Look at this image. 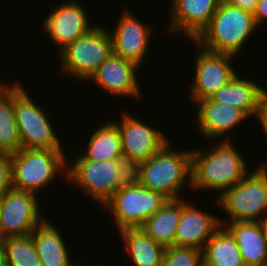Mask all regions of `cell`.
<instances>
[{"label":"cell","mask_w":267,"mask_h":266,"mask_svg":"<svg viewBox=\"0 0 267 266\" xmlns=\"http://www.w3.org/2000/svg\"><path fill=\"white\" fill-rule=\"evenodd\" d=\"M216 144L218 146L209 152L192 150L191 187L197 189L195 191L202 188L220 191V196L241 181L249 170L246 160L232 146L231 141L226 138Z\"/></svg>","instance_id":"1"},{"label":"cell","mask_w":267,"mask_h":266,"mask_svg":"<svg viewBox=\"0 0 267 266\" xmlns=\"http://www.w3.org/2000/svg\"><path fill=\"white\" fill-rule=\"evenodd\" d=\"M255 29L253 13L222 0L194 43L211 52L236 56Z\"/></svg>","instance_id":"2"},{"label":"cell","mask_w":267,"mask_h":266,"mask_svg":"<svg viewBox=\"0 0 267 266\" xmlns=\"http://www.w3.org/2000/svg\"><path fill=\"white\" fill-rule=\"evenodd\" d=\"M170 143L168 141L156 154L141 163L140 184L173 200L181 199L179 193L188 177L191 185L192 150H171Z\"/></svg>","instance_id":"3"},{"label":"cell","mask_w":267,"mask_h":266,"mask_svg":"<svg viewBox=\"0 0 267 266\" xmlns=\"http://www.w3.org/2000/svg\"><path fill=\"white\" fill-rule=\"evenodd\" d=\"M10 161L13 189L16 190L36 194L48 186L56 175L62 173L67 176L68 166L63 150L22 148L10 155Z\"/></svg>","instance_id":"4"},{"label":"cell","mask_w":267,"mask_h":266,"mask_svg":"<svg viewBox=\"0 0 267 266\" xmlns=\"http://www.w3.org/2000/svg\"><path fill=\"white\" fill-rule=\"evenodd\" d=\"M247 175L217 197L216 202L231 216L229 223L263 222L267 216V167L259 165Z\"/></svg>","instance_id":"5"},{"label":"cell","mask_w":267,"mask_h":266,"mask_svg":"<svg viewBox=\"0 0 267 266\" xmlns=\"http://www.w3.org/2000/svg\"><path fill=\"white\" fill-rule=\"evenodd\" d=\"M59 53L60 72L77 78L79 82H87L89 76L113 54L110 32L96 24L85 36L68 44Z\"/></svg>","instance_id":"6"},{"label":"cell","mask_w":267,"mask_h":266,"mask_svg":"<svg viewBox=\"0 0 267 266\" xmlns=\"http://www.w3.org/2000/svg\"><path fill=\"white\" fill-rule=\"evenodd\" d=\"M14 110L22 148L63 150L49 117L20 83H14Z\"/></svg>","instance_id":"7"},{"label":"cell","mask_w":267,"mask_h":266,"mask_svg":"<svg viewBox=\"0 0 267 266\" xmlns=\"http://www.w3.org/2000/svg\"><path fill=\"white\" fill-rule=\"evenodd\" d=\"M168 199L141 184L116 191L104 204L113 213L118 230L141 227Z\"/></svg>","instance_id":"8"},{"label":"cell","mask_w":267,"mask_h":266,"mask_svg":"<svg viewBox=\"0 0 267 266\" xmlns=\"http://www.w3.org/2000/svg\"><path fill=\"white\" fill-rule=\"evenodd\" d=\"M67 167V180L101 206L117 191V160L75 159Z\"/></svg>","instance_id":"9"},{"label":"cell","mask_w":267,"mask_h":266,"mask_svg":"<svg viewBox=\"0 0 267 266\" xmlns=\"http://www.w3.org/2000/svg\"><path fill=\"white\" fill-rule=\"evenodd\" d=\"M36 195L12 188L1 196V238L28 235L46 219L39 215Z\"/></svg>","instance_id":"10"},{"label":"cell","mask_w":267,"mask_h":266,"mask_svg":"<svg viewBox=\"0 0 267 266\" xmlns=\"http://www.w3.org/2000/svg\"><path fill=\"white\" fill-rule=\"evenodd\" d=\"M200 49L195 60L196 70L193 85L189 91L190 98L194 102L210 98L236 74L231 65L235 56Z\"/></svg>","instance_id":"11"},{"label":"cell","mask_w":267,"mask_h":266,"mask_svg":"<svg viewBox=\"0 0 267 266\" xmlns=\"http://www.w3.org/2000/svg\"><path fill=\"white\" fill-rule=\"evenodd\" d=\"M75 0L63 2L45 18L44 31L61 51L68 44L85 36L96 25H90L86 10Z\"/></svg>","instance_id":"12"},{"label":"cell","mask_w":267,"mask_h":266,"mask_svg":"<svg viewBox=\"0 0 267 266\" xmlns=\"http://www.w3.org/2000/svg\"><path fill=\"white\" fill-rule=\"evenodd\" d=\"M121 122L114 123L121 134L122 153L139 162L147 161L156 154L169 140L167 136L151 126L144 124L128 113H122Z\"/></svg>","instance_id":"13"},{"label":"cell","mask_w":267,"mask_h":266,"mask_svg":"<svg viewBox=\"0 0 267 266\" xmlns=\"http://www.w3.org/2000/svg\"><path fill=\"white\" fill-rule=\"evenodd\" d=\"M116 25L113 33L109 31L113 43V54L133 61L140 67L148 52L152 27L145 25L129 10L121 14Z\"/></svg>","instance_id":"14"},{"label":"cell","mask_w":267,"mask_h":266,"mask_svg":"<svg viewBox=\"0 0 267 266\" xmlns=\"http://www.w3.org/2000/svg\"><path fill=\"white\" fill-rule=\"evenodd\" d=\"M139 66L133 61L112 54L87 80L95 82L110 94L140 97L141 91L135 74Z\"/></svg>","instance_id":"15"},{"label":"cell","mask_w":267,"mask_h":266,"mask_svg":"<svg viewBox=\"0 0 267 266\" xmlns=\"http://www.w3.org/2000/svg\"><path fill=\"white\" fill-rule=\"evenodd\" d=\"M167 30L180 32L194 41L208 26L222 0H171Z\"/></svg>","instance_id":"16"},{"label":"cell","mask_w":267,"mask_h":266,"mask_svg":"<svg viewBox=\"0 0 267 266\" xmlns=\"http://www.w3.org/2000/svg\"><path fill=\"white\" fill-rule=\"evenodd\" d=\"M222 227L221 220L206 210L188 204L181 198V217L175 231V246L203 250L205 244Z\"/></svg>","instance_id":"17"},{"label":"cell","mask_w":267,"mask_h":266,"mask_svg":"<svg viewBox=\"0 0 267 266\" xmlns=\"http://www.w3.org/2000/svg\"><path fill=\"white\" fill-rule=\"evenodd\" d=\"M196 122L200 135L208 140L220 138L238 127L249 116L241 109L232 105L213 101L211 98L197 101ZM237 125V126H236ZM228 131V132H227Z\"/></svg>","instance_id":"18"},{"label":"cell","mask_w":267,"mask_h":266,"mask_svg":"<svg viewBox=\"0 0 267 266\" xmlns=\"http://www.w3.org/2000/svg\"><path fill=\"white\" fill-rule=\"evenodd\" d=\"M221 224L235 238L244 266H267V232L263 222L222 220Z\"/></svg>","instance_id":"19"},{"label":"cell","mask_w":267,"mask_h":266,"mask_svg":"<svg viewBox=\"0 0 267 266\" xmlns=\"http://www.w3.org/2000/svg\"><path fill=\"white\" fill-rule=\"evenodd\" d=\"M267 90L252 80L243 79L237 73L210 98L219 103L232 105L243 110L249 117L257 116L260 122L263 101Z\"/></svg>","instance_id":"20"},{"label":"cell","mask_w":267,"mask_h":266,"mask_svg":"<svg viewBox=\"0 0 267 266\" xmlns=\"http://www.w3.org/2000/svg\"><path fill=\"white\" fill-rule=\"evenodd\" d=\"M42 266H71L69 251L58 229L45 219L32 233Z\"/></svg>","instance_id":"21"},{"label":"cell","mask_w":267,"mask_h":266,"mask_svg":"<svg viewBox=\"0 0 267 266\" xmlns=\"http://www.w3.org/2000/svg\"><path fill=\"white\" fill-rule=\"evenodd\" d=\"M119 232L136 266H162L165 246L155 242L140 227L123 228Z\"/></svg>","instance_id":"22"},{"label":"cell","mask_w":267,"mask_h":266,"mask_svg":"<svg viewBox=\"0 0 267 266\" xmlns=\"http://www.w3.org/2000/svg\"><path fill=\"white\" fill-rule=\"evenodd\" d=\"M181 217V199L168 200L140 227L155 242L170 247L175 245V231Z\"/></svg>","instance_id":"23"},{"label":"cell","mask_w":267,"mask_h":266,"mask_svg":"<svg viewBox=\"0 0 267 266\" xmlns=\"http://www.w3.org/2000/svg\"><path fill=\"white\" fill-rule=\"evenodd\" d=\"M21 149L14 110V84L0 82V155H12Z\"/></svg>","instance_id":"24"},{"label":"cell","mask_w":267,"mask_h":266,"mask_svg":"<svg viewBox=\"0 0 267 266\" xmlns=\"http://www.w3.org/2000/svg\"><path fill=\"white\" fill-rule=\"evenodd\" d=\"M203 266H244L239 246L223 226L203 248Z\"/></svg>","instance_id":"25"},{"label":"cell","mask_w":267,"mask_h":266,"mask_svg":"<svg viewBox=\"0 0 267 266\" xmlns=\"http://www.w3.org/2000/svg\"><path fill=\"white\" fill-rule=\"evenodd\" d=\"M86 152L78 159L117 160L122 153L121 134L113 119L92 133Z\"/></svg>","instance_id":"26"},{"label":"cell","mask_w":267,"mask_h":266,"mask_svg":"<svg viewBox=\"0 0 267 266\" xmlns=\"http://www.w3.org/2000/svg\"><path fill=\"white\" fill-rule=\"evenodd\" d=\"M8 266H42L31 233L3 238Z\"/></svg>","instance_id":"27"},{"label":"cell","mask_w":267,"mask_h":266,"mask_svg":"<svg viewBox=\"0 0 267 266\" xmlns=\"http://www.w3.org/2000/svg\"><path fill=\"white\" fill-rule=\"evenodd\" d=\"M162 266H203V251L194 247H166Z\"/></svg>","instance_id":"28"},{"label":"cell","mask_w":267,"mask_h":266,"mask_svg":"<svg viewBox=\"0 0 267 266\" xmlns=\"http://www.w3.org/2000/svg\"><path fill=\"white\" fill-rule=\"evenodd\" d=\"M117 165V191L122 188L133 187L140 184L141 162L134 160L127 154L121 153L117 158Z\"/></svg>","instance_id":"29"},{"label":"cell","mask_w":267,"mask_h":266,"mask_svg":"<svg viewBox=\"0 0 267 266\" xmlns=\"http://www.w3.org/2000/svg\"><path fill=\"white\" fill-rule=\"evenodd\" d=\"M13 188L10 155H0V197Z\"/></svg>","instance_id":"30"},{"label":"cell","mask_w":267,"mask_h":266,"mask_svg":"<svg viewBox=\"0 0 267 266\" xmlns=\"http://www.w3.org/2000/svg\"><path fill=\"white\" fill-rule=\"evenodd\" d=\"M253 17L257 28L267 20V0H258Z\"/></svg>","instance_id":"31"},{"label":"cell","mask_w":267,"mask_h":266,"mask_svg":"<svg viewBox=\"0 0 267 266\" xmlns=\"http://www.w3.org/2000/svg\"><path fill=\"white\" fill-rule=\"evenodd\" d=\"M230 5L239 7L253 13L256 9L258 0H223Z\"/></svg>","instance_id":"32"},{"label":"cell","mask_w":267,"mask_h":266,"mask_svg":"<svg viewBox=\"0 0 267 266\" xmlns=\"http://www.w3.org/2000/svg\"><path fill=\"white\" fill-rule=\"evenodd\" d=\"M261 126L263 127V131L266 133L267 135V92L265 94L264 97V101H263V107H262V115H261V119L260 122Z\"/></svg>","instance_id":"33"},{"label":"cell","mask_w":267,"mask_h":266,"mask_svg":"<svg viewBox=\"0 0 267 266\" xmlns=\"http://www.w3.org/2000/svg\"><path fill=\"white\" fill-rule=\"evenodd\" d=\"M0 266H8L3 238L0 237Z\"/></svg>","instance_id":"34"},{"label":"cell","mask_w":267,"mask_h":266,"mask_svg":"<svg viewBox=\"0 0 267 266\" xmlns=\"http://www.w3.org/2000/svg\"><path fill=\"white\" fill-rule=\"evenodd\" d=\"M263 224H264V227H265L266 232H267V216H266V218L264 219Z\"/></svg>","instance_id":"35"},{"label":"cell","mask_w":267,"mask_h":266,"mask_svg":"<svg viewBox=\"0 0 267 266\" xmlns=\"http://www.w3.org/2000/svg\"><path fill=\"white\" fill-rule=\"evenodd\" d=\"M1 209H2V204H1V197H0V216H1Z\"/></svg>","instance_id":"36"}]
</instances>
